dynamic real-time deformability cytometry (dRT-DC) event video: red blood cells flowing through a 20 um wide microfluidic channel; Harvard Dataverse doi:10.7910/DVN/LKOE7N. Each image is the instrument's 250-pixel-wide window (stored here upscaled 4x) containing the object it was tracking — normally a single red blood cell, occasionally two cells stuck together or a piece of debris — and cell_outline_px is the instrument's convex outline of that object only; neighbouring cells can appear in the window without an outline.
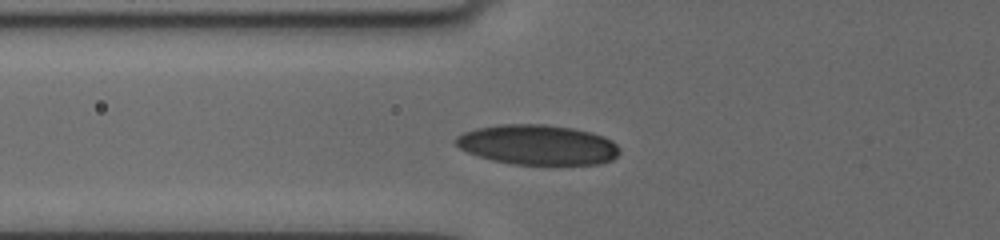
{"species": "human", "species_latin": "Homo sapiens", "temperature_condition": "cold", "stored_images_in_passage": 4, "camera_frame_rate_fps": 3000, "um_per_image_px": 0.085, "donor": {"sex": "female"}, "frame": {"image": 1, "passage_image": 3, "time_ms": 2.0, "image_size_px": [1000, 240], "cell_outline_px": [[620, 152], [612, 160], [600, 164], [512, 164], [492, 160], [468, 152], [460, 148], [456, 144], [456, 136], [464, 132], [476, 128], [500, 124], [544, 124], [572, 128], [604, 136], [612, 140], [620, 148]], "centroid_in_image_um": [45.71, 12.3], "position_along_channel_um": 80.1, "area_um2": 38.09}}